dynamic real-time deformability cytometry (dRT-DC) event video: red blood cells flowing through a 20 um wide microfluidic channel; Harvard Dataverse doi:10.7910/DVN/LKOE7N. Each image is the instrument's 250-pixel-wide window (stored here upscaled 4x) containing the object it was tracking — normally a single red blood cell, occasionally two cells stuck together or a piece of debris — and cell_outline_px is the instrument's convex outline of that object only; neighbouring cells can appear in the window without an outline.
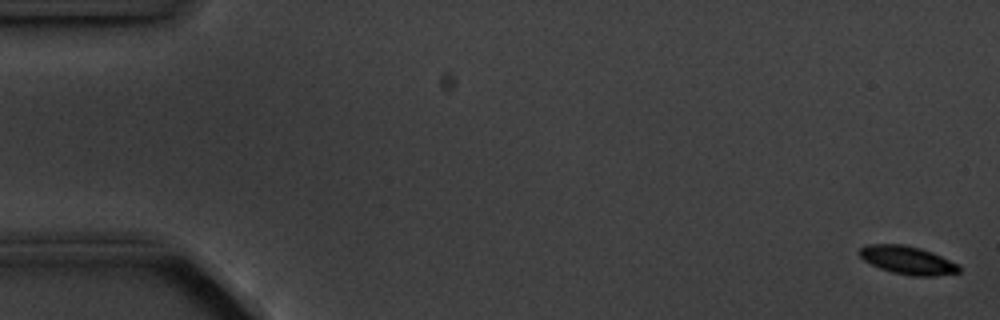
{"species": "common noctule bat (a hibernating species)", "species_latin": "Nyctalus noctula", "temperature_condition": "cold", "stored_images_in_passage": 13, "camera_frame_rate_fps": 3000, "um_per_image_px": 0.085, "animal": {"sex": "male", "body_mass_g": 20.1, "forearm_length_mm": 53.5}, "frame": {"image": 1, "passage_image": 1, "time_ms": 0.0, "image_size_px": [1000, 320], "cell_outline_px": [[960, 272], [936, 276], [912, 276], [892, 272], [880, 268], [864, 260], [860, 256], [860, 248], [868, 244], [900, 244], [920, 248], [932, 252], [960, 264]], "centroid_in_image_um": [77.19, 22.12], "position_along_channel_um": 7.8, "area_um2": 16.3}}
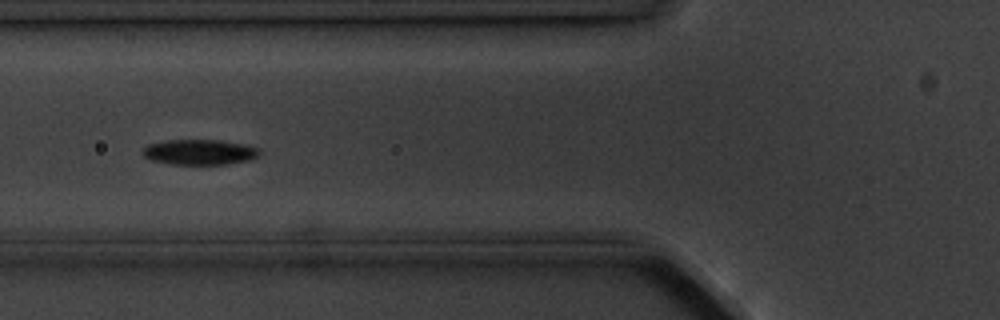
{"frame": {"image": 2, "passage_image": 6, "time_ms": 6.667, "image_size_px": [1000, 320], "cell_outline_px": [[260, 152], [252, 160], [228, 164], [172, 164], [152, 160], [144, 156], [140, 152], [148, 144], [168, 140], [220, 140], [244, 144], [260, 148]], "centroid_in_image_um": [16.98, 12.93], "position_along_channel_um": 108.8, "area_um2": 17.28}}
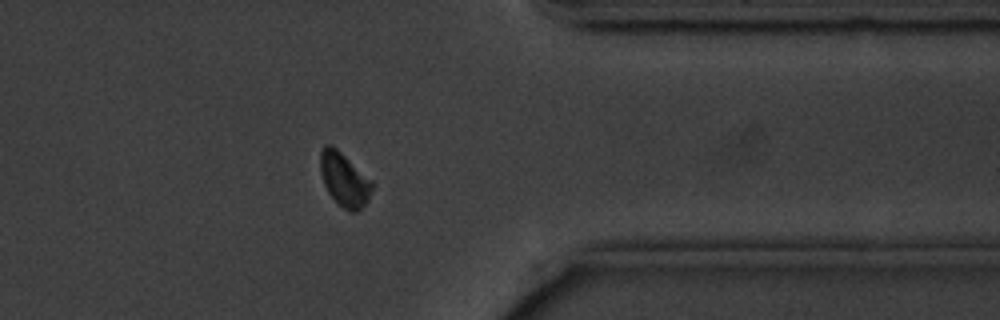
{"frame": {"image": 3, "passage_image": 13, "time_ms": 14.667, "image_size_px": [1000, 320], "cell_outline_px": [[372, 188], [368, 200], [356, 212], [348, 212], [328, 192], [324, 184], [320, 172], [320, 152], [324, 144], [332, 144], [372, 180]], "centroid_in_image_um": [29.25, 15.23], "position_along_channel_um": 382.2, "area_um2": 16.07}, "authors_computed_cell_mechanics": {"area_um2": 16.7042, "velocity_mm_per_s": 3.5689, "shape_relaxation_time_tau1_ms": 2.1598, "shape_relaxation_time_tau2_ms": null, "deformation_change_tau1": 0.0867, "deformation_change_tau2": null}}